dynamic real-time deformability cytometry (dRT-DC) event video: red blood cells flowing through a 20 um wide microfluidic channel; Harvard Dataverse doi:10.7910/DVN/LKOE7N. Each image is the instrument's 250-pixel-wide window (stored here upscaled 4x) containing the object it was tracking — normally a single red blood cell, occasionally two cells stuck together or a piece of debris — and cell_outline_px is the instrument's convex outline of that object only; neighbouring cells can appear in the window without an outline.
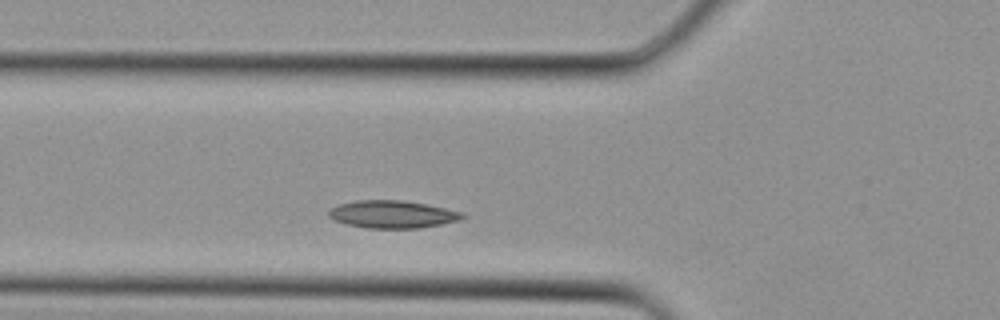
{"species": "Egyptian fruit bat (a non-hibernating species)", "species_latin": "Rousettus aegyptiacus", "temperature_condition": "cold", "stored_images_in_passage": 4, "segment_of_instrument_passage": [1, 2], "camera_frame_rate_fps": 3000, "um_per_image_px": 0.085, "animal": {"sex": "female"}, "frame": {"image": 1, "passage_image": 3, "time_ms": 0.667, "image_size_px": [1000, 320], "cell_outline_px": [[468, 216], [456, 220], [440, 224], [420, 228], [368, 228], [348, 224], [336, 220], [328, 216], [328, 212], [332, 208], [340, 204], [356, 200], [404, 200], [464, 212]], "centroid_in_image_um": [33.37, 18.21], "position_along_channel_um": 92.4, "area_um2": 21.21}}